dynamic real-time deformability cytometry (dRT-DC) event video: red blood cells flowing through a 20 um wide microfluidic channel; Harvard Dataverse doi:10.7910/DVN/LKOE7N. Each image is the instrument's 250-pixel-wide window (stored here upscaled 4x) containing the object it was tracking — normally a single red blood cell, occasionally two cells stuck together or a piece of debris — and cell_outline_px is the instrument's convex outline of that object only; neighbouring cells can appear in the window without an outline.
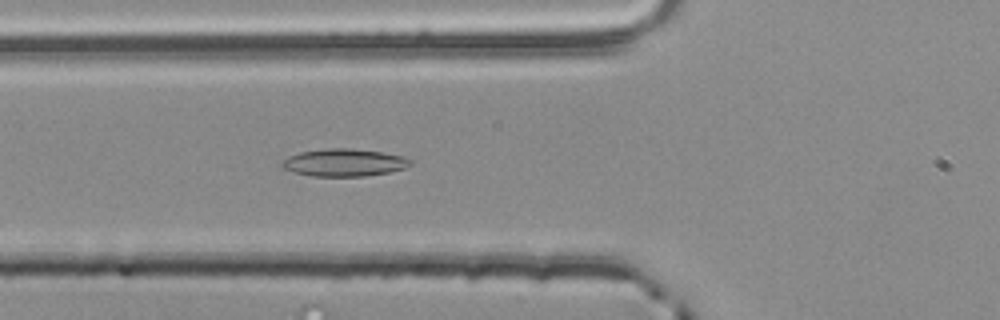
{"species": "common noctule bat (a hibernating species)", "species_latin": "Nyctalus noctula", "temperature_condition": "room temperature", "stored_images_in_passage": 41, "camera_frame_rate_fps": 3000, "um_per_image_px": 0.085, "animal": {"sex": "male", "body_mass_g": 20.4}, "frame": {"image": 1, "passage_image": 15, "time_ms": 4.667, "image_size_px": [1000, 320], "cell_outline_px": [[412, 164], [404, 168], [388, 172], [364, 176], [312, 176], [280, 168], [280, 164], [288, 156], [300, 152], [324, 148], [352, 148], [384, 152], [404, 156], [412, 160]], "centroid_in_image_um": [29.25, 13.8], "position_along_channel_um": 96.6, "area_um2": 20.69}}
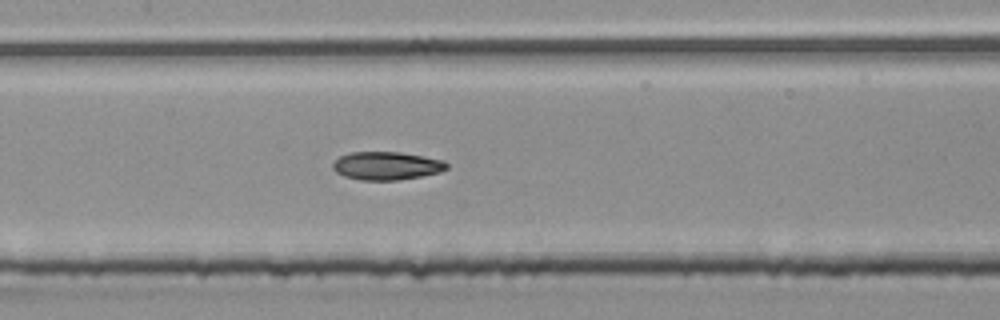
{"frame": {"image": 2, "passage_image": 21, "time_ms": 6.667, "image_size_px": [1000, 320], "cell_outline_px": [[448, 168], [440, 172], [420, 176], [396, 180], [360, 180], [344, 176], [336, 172], [332, 168], [332, 164], [340, 156], [352, 152], [400, 152], [424, 156], [444, 160], [448, 164]], "centroid_in_image_um": [32.86, 14.09], "position_along_channel_um": 174.5, "area_um2": 18.67}}
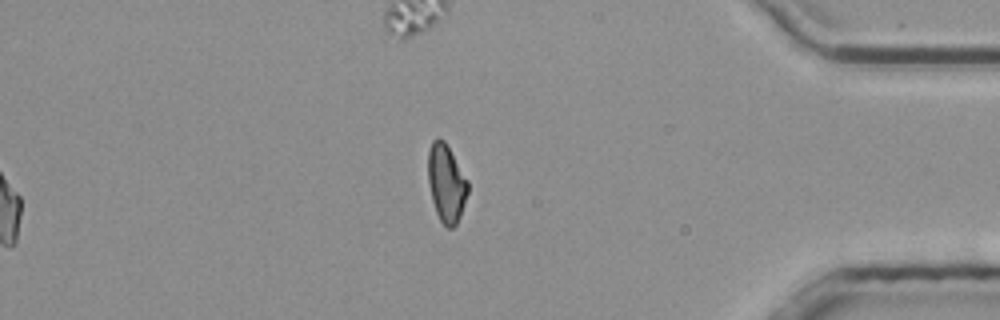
{"frame": {"image": 3, "passage_image": 41, "time_ms": 13.333, "image_size_px": [1000, 320], "cell_outline_px": [[468, 192], [460, 216], [456, 224], [452, 228], [448, 228], [440, 220], [436, 212], [432, 200], [428, 184], [428, 152], [432, 140], [436, 136], [444, 140], [468, 180]], "centroid_in_image_um": [37.92, 15.55], "position_along_channel_um": 397.3, "area_um2": 18.03}, "authors_computed_cell_mechanics": {"area_um2": 18.8428, "velocity_mm_per_s": 3.8544, "shape_relaxation_time_tau1_ms": 11.1217, "shape_relaxation_time_tau2_ms": 2.0768, "deformation_change_tau1": 0.2348, "deformation_change_tau2": 0.0754}}